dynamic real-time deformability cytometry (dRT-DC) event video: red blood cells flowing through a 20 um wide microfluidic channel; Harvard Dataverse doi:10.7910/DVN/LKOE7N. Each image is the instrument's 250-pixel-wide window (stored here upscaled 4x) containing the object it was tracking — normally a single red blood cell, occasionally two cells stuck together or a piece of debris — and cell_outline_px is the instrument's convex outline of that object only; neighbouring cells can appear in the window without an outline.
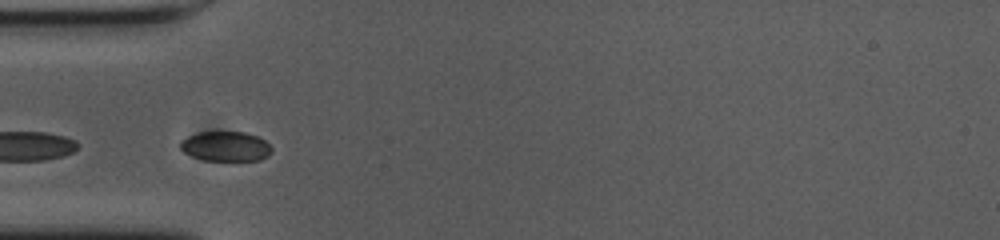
{"species": "common noctule bat (a hibernating species)", "species_latin": "Nyctalus noctula", "temperature_condition": "cold", "stored_images_in_passage": 16, "segment_of_instrument_passage": [2, 2], "camera_frame_rate_fps": 3000, "um_per_image_px": 0.085, "animal": {"sex": "female", "body_mass_g": 23.0, "forearm_length_mm": 53.4}, "frame": {"image": 1, "passage_image": 11, "time_ms": 3.333, "image_size_px": [1000, 240], "cell_outline_px": [[272, 152], [268, 156], [260, 160], [204, 160], [192, 156], [184, 152], [180, 148], [180, 140], [188, 136], [200, 132], [244, 132], [256, 136], [264, 140], [272, 148]], "centroid_in_image_um": [19.18, 12.44], "position_along_channel_um": 65.8, "area_um2": 15.78}}